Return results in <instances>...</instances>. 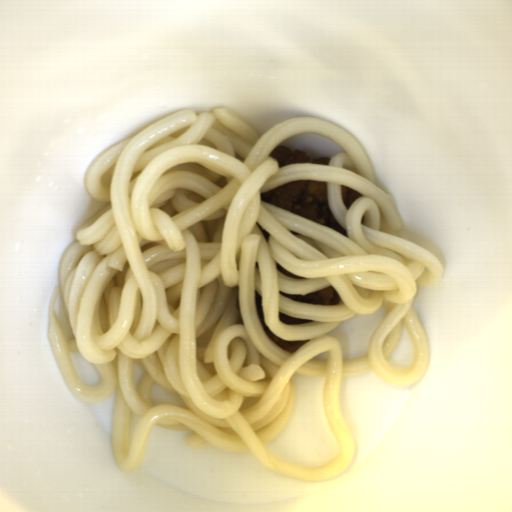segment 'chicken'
<instances>
[{
	"mask_svg": "<svg viewBox=\"0 0 512 512\" xmlns=\"http://www.w3.org/2000/svg\"><path fill=\"white\" fill-rule=\"evenodd\" d=\"M277 160L278 170L288 163H327L330 157H322L311 159L303 152L296 148H289L282 145H276L272 152L268 155Z\"/></svg>",
	"mask_w": 512,
	"mask_h": 512,
	"instance_id": "obj_2",
	"label": "chicken"
},
{
	"mask_svg": "<svg viewBox=\"0 0 512 512\" xmlns=\"http://www.w3.org/2000/svg\"><path fill=\"white\" fill-rule=\"evenodd\" d=\"M280 292V291H279ZM282 296L292 300L312 304V305H340L341 300L339 295L333 289L328 287L312 294H286L280 292Z\"/></svg>",
	"mask_w": 512,
	"mask_h": 512,
	"instance_id": "obj_3",
	"label": "chicken"
},
{
	"mask_svg": "<svg viewBox=\"0 0 512 512\" xmlns=\"http://www.w3.org/2000/svg\"><path fill=\"white\" fill-rule=\"evenodd\" d=\"M326 185L327 182L301 180L283 183L260 195L262 201L328 226L347 237L346 230L337 224L328 207Z\"/></svg>",
	"mask_w": 512,
	"mask_h": 512,
	"instance_id": "obj_1",
	"label": "chicken"
},
{
	"mask_svg": "<svg viewBox=\"0 0 512 512\" xmlns=\"http://www.w3.org/2000/svg\"><path fill=\"white\" fill-rule=\"evenodd\" d=\"M255 303H256V310L258 313V317L261 323V326L266 334V336L272 340L276 345L283 348L284 350L288 351L289 353H293L300 347L306 345L307 341H284L278 336H276L266 325L264 321V314H263V306H262V296L255 290Z\"/></svg>",
	"mask_w": 512,
	"mask_h": 512,
	"instance_id": "obj_4",
	"label": "chicken"
},
{
	"mask_svg": "<svg viewBox=\"0 0 512 512\" xmlns=\"http://www.w3.org/2000/svg\"><path fill=\"white\" fill-rule=\"evenodd\" d=\"M279 318H280V321H282L283 323L285 324H304V323H308V322H313V321H310V320H305V319H300V318H296V317H291V316H287L285 314H283L282 312L279 311Z\"/></svg>",
	"mask_w": 512,
	"mask_h": 512,
	"instance_id": "obj_6",
	"label": "chicken"
},
{
	"mask_svg": "<svg viewBox=\"0 0 512 512\" xmlns=\"http://www.w3.org/2000/svg\"><path fill=\"white\" fill-rule=\"evenodd\" d=\"M341 191H342V198L345 206L349 210L351 203L360 197H363L361 193L354 190L351 187H346L341 185Z\"/></svg>",
	"mask_w": 512,
	"mask_h": 512,
	"instance_id": "obj_5",
	"label": "chicken"
}]
</instances>
